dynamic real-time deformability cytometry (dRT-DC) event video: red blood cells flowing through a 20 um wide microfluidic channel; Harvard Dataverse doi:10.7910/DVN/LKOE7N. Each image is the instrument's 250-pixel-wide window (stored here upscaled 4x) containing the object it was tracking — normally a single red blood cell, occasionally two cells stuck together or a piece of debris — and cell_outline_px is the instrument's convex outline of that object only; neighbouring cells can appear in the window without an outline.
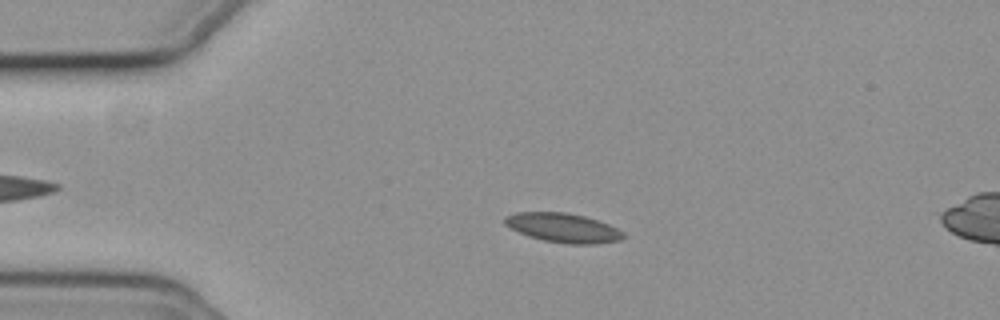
{"species": "common noctule bat (a hibernating species)", "species_latin": "Nyctalus noctula", "temperature_condition": "cold", "stored_images_in_passage": 17, "camera_frame_rate_fps": 3000, "um_per_image_px": 0.085, "animal": {"sex": "female", "body_mass_g": 19.3, "forearm_length_mm": 54.1}, "frame": {"image": 1, "passage_image": 12, "time_ms": 3.667, "image_size_px": [1000, 320], "cell_outline_px": [[628, 236], [620, 240], [596, 244], [568, 244], [544, 240], [528, 236], [504, 224], [504, 216], [516, 212], [568, 212], [584, 216], [608, 224], [624, 232]], "centroid_in_image_um": [47.88, 19.36], "position_along_channel_um": 37.1, "area_um2": 20.23}}